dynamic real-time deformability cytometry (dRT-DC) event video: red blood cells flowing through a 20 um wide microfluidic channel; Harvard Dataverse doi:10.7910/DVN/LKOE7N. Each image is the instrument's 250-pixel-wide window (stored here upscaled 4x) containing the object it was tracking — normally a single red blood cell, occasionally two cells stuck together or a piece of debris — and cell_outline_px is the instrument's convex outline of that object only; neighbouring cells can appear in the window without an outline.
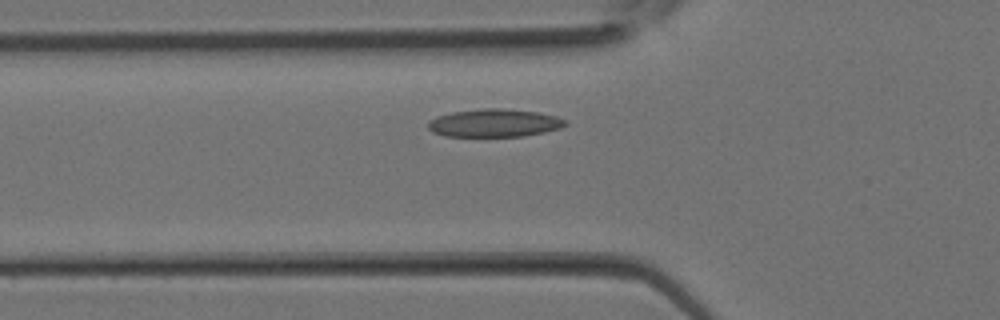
{"species": "Egyptian fruit bat (a non-hibernating species)", "species_latin": "Rousettus aegyptiacus", "temperature_condition": "room temperature", "stored_images_in_passage": 25, "camera_frame_rate_fps": 3000, "um_per_image_px": 0.085, "animal": {"sex": "female"}, "frame": {"image": 1, "passage_image": 6, "time_ms": 1.667, "image_size_px": [1000, 320], "cell_outline_px": [[568, 124], [560, 128], [544, 132], [524, 136], [444, 136], [432, 132], [428, 128], [428, 120], [436, 116], [452, 112], [484, 108], [504, 108], [540, 112], [556, 116], [564, 120]], "centroid_in_image_um": [42.0, 10.45], "position_along_channel_um": 83.8, "area_um2": 22.48}}
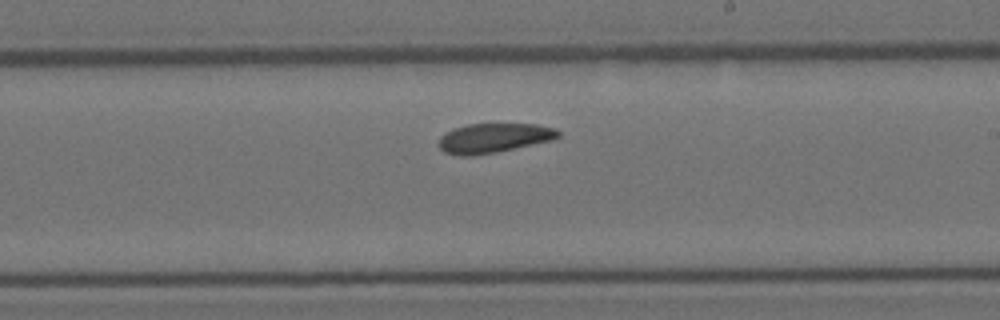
{"frame": {"image": 2, "passage_image": 14, "time_ms": 4.333, "image_size_px": [1000, 320], "cell_outline_px": [[560, 136], [552, 140], [496, 152], [472, 156], [460, 156], [444, 152], [436, 144], [440, 136], [452, 128], [468, 124], [536, 124], [556, 128], [560, 132]], "centroid_in_image_um": [41.93, 11.73], "position_along_channel_um": 247.1, "area_um2": 20.69}}
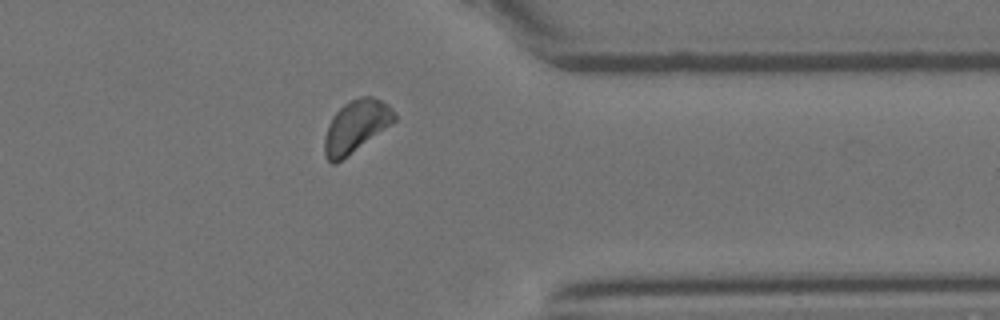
{"frame": {"image": 3, "passage_image": 21, "time_ms": 6.667, "image_size_px": [1000, 320], "cell_outline_px": [[396, 120], [392, 124], [336, 164], [332, 164], [324, 156], [324, 136], [328, 124], [332, 116], [344, 104], [360, 96], [372, 96], [388, 104], [392, 108], [396, 116]], "centroid_in_image_um": [30.24, 10.74], "position_along_channel_um": 381.2, "area_um2": 21.27}}